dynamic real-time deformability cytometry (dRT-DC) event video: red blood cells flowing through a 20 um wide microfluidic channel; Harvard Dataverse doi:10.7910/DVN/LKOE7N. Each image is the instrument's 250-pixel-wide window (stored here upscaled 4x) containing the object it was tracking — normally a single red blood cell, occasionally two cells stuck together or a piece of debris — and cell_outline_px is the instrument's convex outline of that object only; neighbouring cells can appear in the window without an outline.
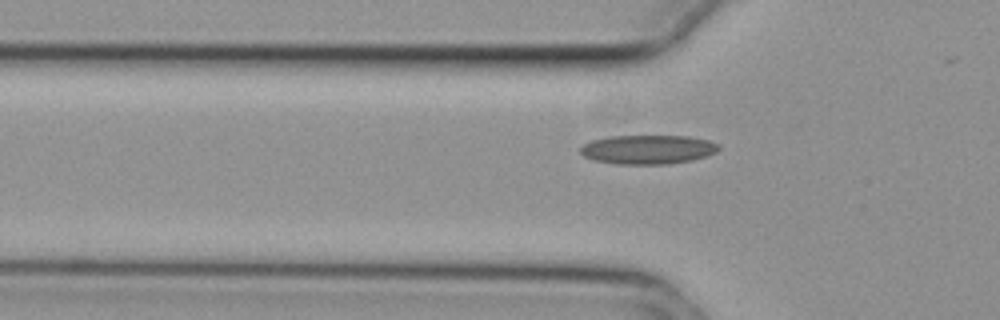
{"species": "common noctule bat (a hibernating species)", "species_latin": "Nyctalus noctula", "temperature_condition": "cold", "stored_images_in_passage": 37, "camera_frame_rate_fps": 3000, "um_per_image_px": 0.085, "animal": {"sex": "female", "body_mass_g": 29.2, "forearm_length_mm": 56.3}, "frame": {"image": 1, "passage_image": 9, "time_ms": 2.667, "image_size_px": [1000, 320], "cell_outline_px": [[720, 148], [716, 152], [692, 160], [668, 164], [616, 164], [592, 160], [584, 156], [580, 152], [580, 148], [584, 144], [592, 140], [608, 136], [688, 136], [708, 140], [720, 144]], "centroid_in_image_um": [55.06, 12.7], "position_along_channel_um": 70.7, "area_um2": 23.52}}
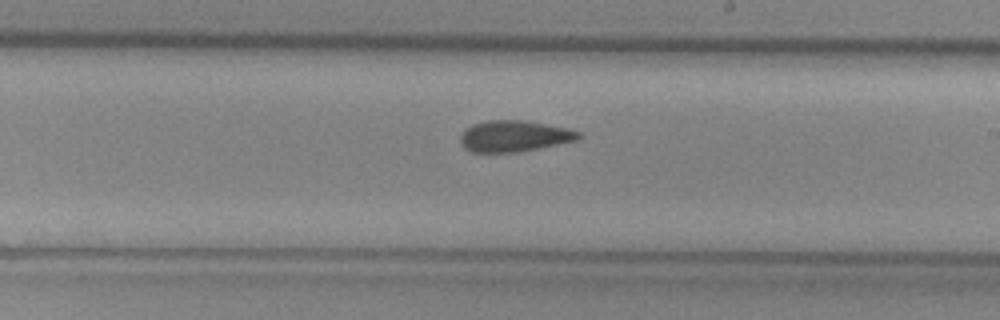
{"frame": {"image": 2, "passage_image": 23, "time_ms": 7.333, "image_size_px": [1000, 320], "cell_outline_px": [[580, 140], [520, 152], [472, 152], [464, 148], [460, 144], [460, 136], [464, 128], [472, 124], [488, 120], [524, 120], [568, 128], [580, 132]], "centroid_in_image_um": [43.7, 11.57], "position_along_channel_um": 245.3, "area_um2": 21.79}}
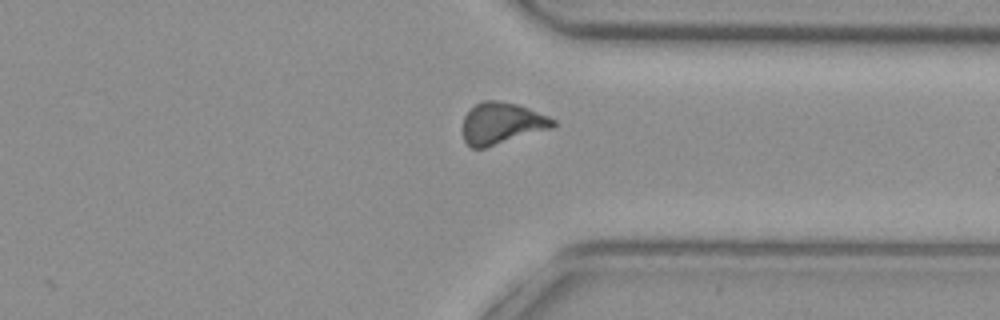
{"frame": {"image": 3, "passage_image": 33, "time_ms": 10.667, "image_size_px": [1000, 320], "cell_outline_px": [[556, 124], [552, 128], [484, 148], [472, 148], [464, 140], [464, 116], [476, 104], [484, 100], [496, 100], [516, 104], [528, 108], [548, 116], [556, 120]], "centroid_in_image_um": [42.66, 10.48], "position_along_channel_um": 368.7, "area_um2": 21.56}}